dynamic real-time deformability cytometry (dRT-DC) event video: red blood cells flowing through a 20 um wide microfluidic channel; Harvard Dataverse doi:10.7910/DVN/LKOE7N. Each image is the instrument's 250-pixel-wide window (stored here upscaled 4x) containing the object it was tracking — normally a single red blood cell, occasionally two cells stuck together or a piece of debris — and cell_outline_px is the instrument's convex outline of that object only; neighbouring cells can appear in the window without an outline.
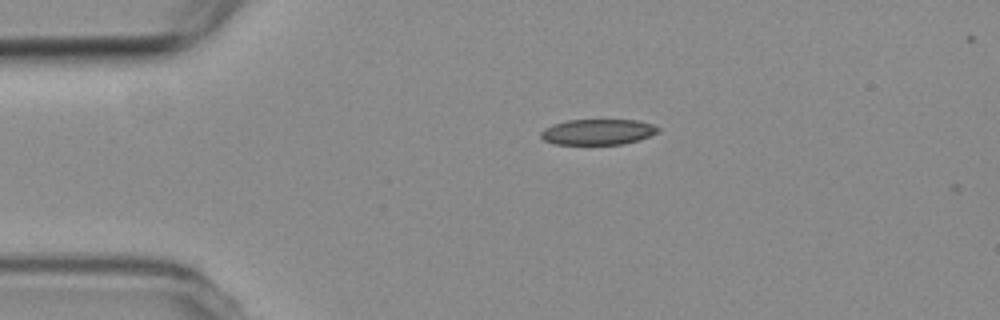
{"species": "common noctule bat (a hibernating species)", "species_latin": "Nyctalus noctula", "temperature_condition": "room temperature", "stored_images_in_passage": 5, "camera_frame_rate_fps": 3000, "um_per_image_px": 0.085, "animal": {"sex": "female", "body_mass_g": 19.3, "forearm_length_mm": 54.1}, "frame": {"image": 1, "passage_image": 1, "time_ms": 0.0, "image_size_px": [1000, 320], "cell_outline_px": [[660, 128], [656, 132], [648, 136], [624, 144], [556, 144], [544, 140], [540, 136], [540, 132], [544, 128], [552, 124], [568, 120], [636, 120], [652, 124]], "centroid_in_image_um": [50.77, 11.21], "position_along_channel_um": 34.2, "area_um2": 17.34}}